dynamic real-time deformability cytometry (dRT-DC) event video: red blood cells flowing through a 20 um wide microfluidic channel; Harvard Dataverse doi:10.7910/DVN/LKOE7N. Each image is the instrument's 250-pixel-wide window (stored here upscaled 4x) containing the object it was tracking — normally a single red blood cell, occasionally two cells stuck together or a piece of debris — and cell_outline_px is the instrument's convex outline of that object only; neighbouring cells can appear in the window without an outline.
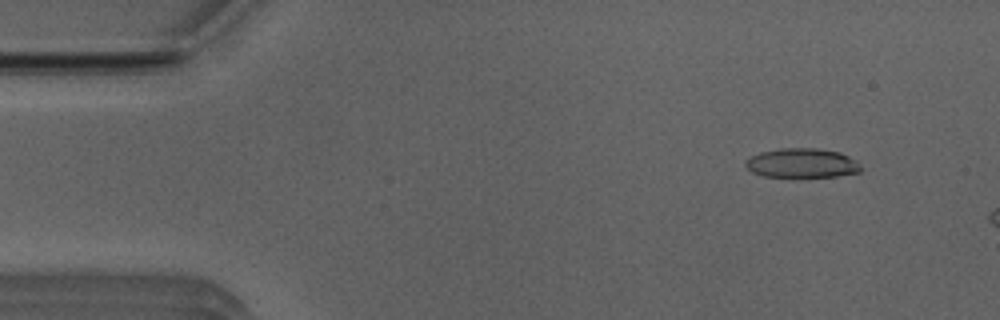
{"species": "Egyptian fruit bat (a non-hibernating species)", "species_latin": "Rousettus aegyptiacus", "temperature_condition": "room temperature", "stored_images_in_passage": 10, "camera_frame_rate_fps": 3000, "um_per_image_px": 0.085, "animal": {"sex": "male"}, "frame": {"image": 1, "passage_image": 5, "time_ms": 1.333, "image_size_px": [1000, 320], "cell_outline_px": [[860, 172], [836, 176], [796, 180], [764, 176], [752, 172], [744, 164], [744, 160], [760, 152], [784, 148], [816, 148], [840, 152], [856, 160], [860, 168]], "centroid_in_image_um": [68.14, 13.91], "position_along_channel_um": 16.9, "area_um2": 20.52}}